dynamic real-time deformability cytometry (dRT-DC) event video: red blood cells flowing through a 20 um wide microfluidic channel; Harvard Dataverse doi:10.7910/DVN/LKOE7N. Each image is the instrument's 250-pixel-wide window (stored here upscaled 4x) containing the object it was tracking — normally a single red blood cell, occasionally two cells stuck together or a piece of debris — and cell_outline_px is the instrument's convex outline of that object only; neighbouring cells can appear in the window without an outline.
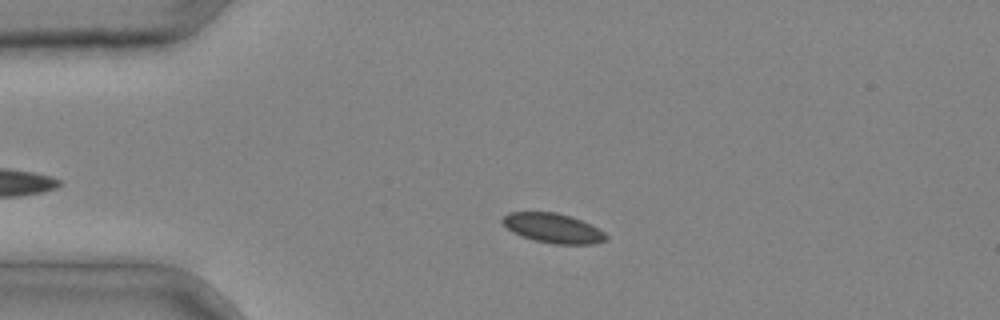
{"species": "common noctule bat (a hibernating species)", "species_latin": "Nyctalus noctula", "temperature_condition": "cold", "stored_images_in_passage": 5, "camera_frame_rate_fps": 3000, "um_per_image_px": 0.085, "animal": {"sex": "male", "body_mass_g": 20.4}, "frame": {"image": 1, "passage_image": 3, "time_ms": 0.667, "image_size_px": [1000, 320], "cell_outline_px": [[608, 240], [596, 244], [552, 244], [536, 240], [512, 232], [500, 220], [508, 212], [556, 212], [580, 220], [604, 232], [608, 236]], "centroid_in_image_um": [47.02, 19.4], "position_along_channel_um": 38.0, "area_um2": 17.63}}
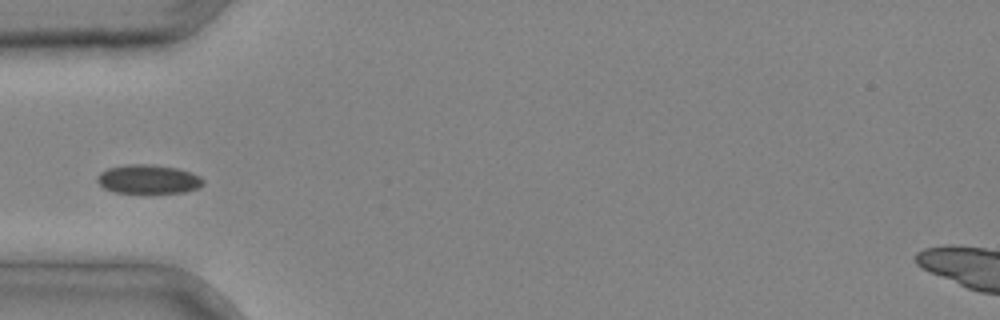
{"frame": {"image": 2, "passage_image": 4, "time_ms": 1.0, "image_size_px": [1000, 320], "cell_outline_px": [[204, 184], [196, 188], [184, 192], [112, 192], [104, 188], [96, 180], [96, 176], [100, 172], [108, 168], [124, 164], [152, 164], [180, 168], [192, 172], [200, 176], [204, 180]], "centroid_in_image_um": [12.6, 15.21], "position_along_channel_um": 72.4, "area_um2": 17.98}}